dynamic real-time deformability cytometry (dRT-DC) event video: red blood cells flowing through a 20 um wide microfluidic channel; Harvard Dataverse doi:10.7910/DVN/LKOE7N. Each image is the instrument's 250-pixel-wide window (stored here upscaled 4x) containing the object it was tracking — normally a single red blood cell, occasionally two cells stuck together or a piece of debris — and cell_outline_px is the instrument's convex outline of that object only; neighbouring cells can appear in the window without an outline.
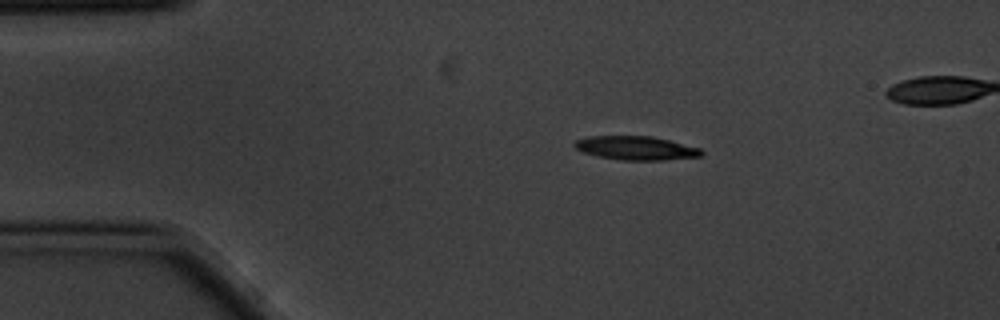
{"species": "common noctule bat (a hibernating species)", "species_latin": "Nyctalus noctula", "temperature_condition": "cold", "stored_images_in_passage": 5, "camera_frame_rate_fps": 3000, "um_per_image_px": 0.085, "animal": {"sex": "male", "body_mass_g": 20.1, "forearm_length_mm": 53.5}, "frame": {"image": 1, "passage_image": 3, "time_ms": 0.667, "image_size_px": [1000, 320], "cell_outline_px": [[704, 152], [700, 156], [664, 160], [620, 160], [596, 156], [584, 152], [576, 148], [572, 144], [576, 140], [588, 136], [648, 136], [668, 140], [700, 148]], "centroid_in_image_um": [54.03, 12.59], "position_along_channel_um": 31.0, "area_um2": 17.46}}